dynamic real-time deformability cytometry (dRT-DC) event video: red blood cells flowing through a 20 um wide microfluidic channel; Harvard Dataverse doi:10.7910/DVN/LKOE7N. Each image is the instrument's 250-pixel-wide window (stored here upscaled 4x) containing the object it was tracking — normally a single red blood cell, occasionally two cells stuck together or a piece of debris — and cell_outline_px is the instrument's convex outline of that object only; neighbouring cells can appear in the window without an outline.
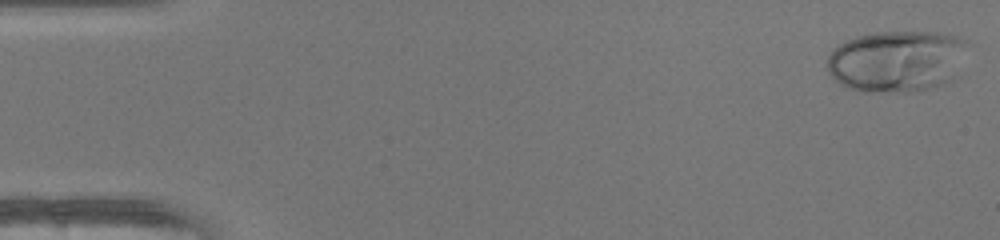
{"species": "human", "species_latin": "Homo sapiens", "temperature_condition": "warm", "stored_images_in_passage": 48, "camera_frame_rate_fps": 3000, "um_per_image_px": 0.085, "donor": {"sex": "female"}, "frame": {"image": 1, "passage_image": 1, "time_ms": 0.0, "image_size_px": [1000, 240], "cell_outline_px": [[968, 44], [948, 80], [940, 84], [920, 92], [860, 92], [848, 88], [840, 84], [828, 72], [828, 56], [832, 48], [856, 36], [876, 32], [936, 32], [956, 36], [968, 40]], "centroid_in_image_um": [76.14, 5.19], "position_along_channel_um": 8.9, "area_um2": 50.05}}
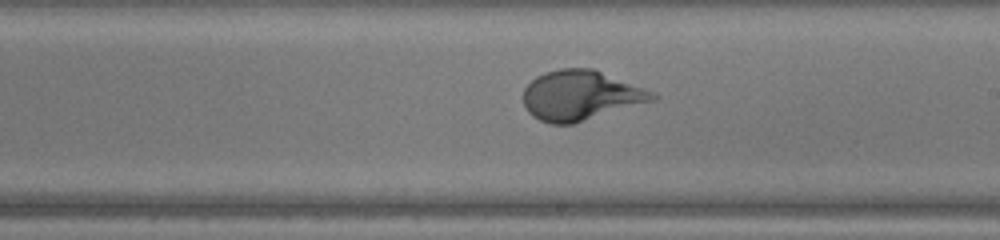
{"frame": {"image": 2, "passage_image": 28, "time_ms": 9.0, "image_size_px": [1000, 240], "cell_outline_px": [[660, 96], [656, 100], [572, 124], [552, 124], [540, 120], [532, 116], [528, 112], [524, 104], [524, 88], [536, 76], [544, 72], [556, 68], [592, 68], [644, 88]], "centroid_in_image_um": [49.34, 8.11], "position_along_channel_um": 239.7, "area_um2": 37.45}}
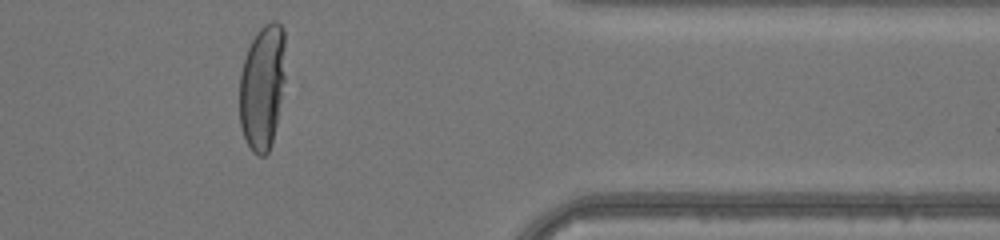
{"frame": {"image": 3, "passage_image": 40, "time_ms": 13.0, "image_size_px": [1000, 240], "cell_outline_px": [[284, 80], [276, 124], [272, 144], [268, 152], [264, 156], [260, 156], [252, 152], [244, 136], [240, 124], [240, 72], [248, 48], [256, 32], [264, 24], [272, 20], [276, 20], [284, 28]], "centroid_in_image_um": [22.29, 7.38], "position_along_channel_um": 389.1, "area_um2": 33.35}, "authors_computed_cell_mechanics": {"area_um2": 37.2232, "velocity_mm_per_s": 4.2428, "shape_relaxation_time_tau1_ms": 8.471, "shape_relaxation_time_tau2_ms": null, "deformation_change_tau1": 0.3912, "deformation_change_tau2": null}}